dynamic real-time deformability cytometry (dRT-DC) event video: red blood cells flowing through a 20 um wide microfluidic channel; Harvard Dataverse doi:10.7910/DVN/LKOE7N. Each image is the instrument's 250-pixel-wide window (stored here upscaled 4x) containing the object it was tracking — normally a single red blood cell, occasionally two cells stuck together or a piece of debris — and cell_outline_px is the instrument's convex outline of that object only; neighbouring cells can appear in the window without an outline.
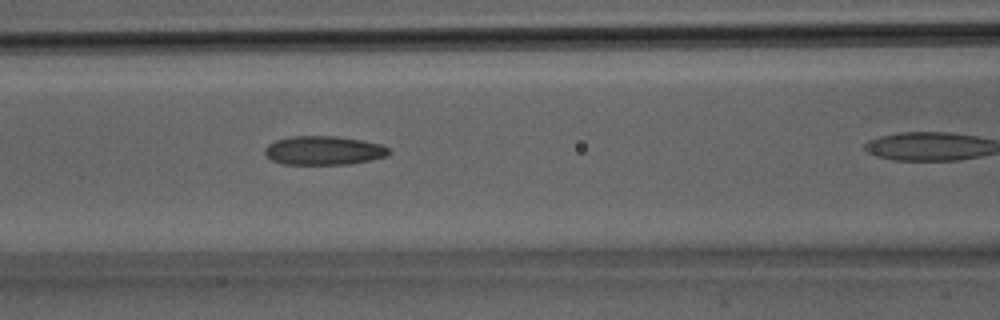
{"species": "Egyptian fruit bat (a non-hibernating species)", "species_latin": "Rousettus aegyptiacus", "temperature_condition": "room temperature", "stored_images_in_passage": 18, "camera_frame_rate_fps": 3000, "um_per_image_px": 0.085, "animal": {"sex": "male"}, "frame": {"image": 1, "passage_image": 6, "time_ms": 1.667, "image_size_px": [1000, 320], "cell_outline_px": [[392, 152], [384, 156], [352, 164], [284, 164], [272, 160], [264, 152], [264, 148], [268, 144], [276, 140], [292, 136], [336, 136], [360, 140], [380, 144], [388, 148]], "centroid_in_image_um": [27.49, 12.79], "position_along_channel_um": 139.1, "area_um2": 20.69}}
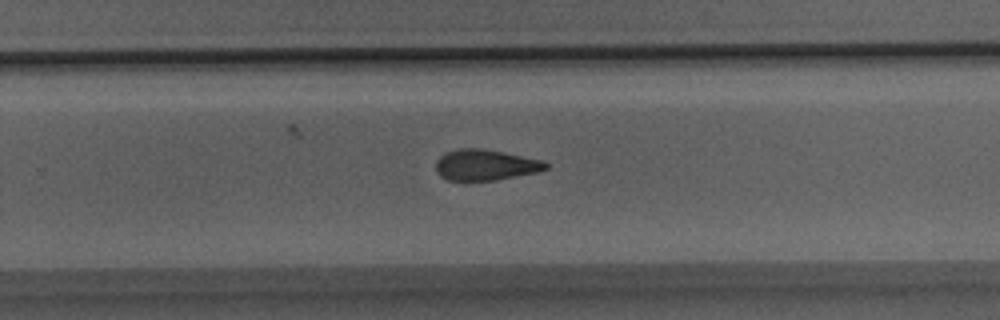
{"frame": {"image": 2, "passage_image": 13, "time_ms": 4.0, "image_size_px": [1000, 320], "cell_outline_px": [[548, 168], [536, 172], [496, 180], [448, 180], [440, 176], [436, 172], [436, 160], [444, 152], [456, 148], [480, 148], [504, 152], [544, 160], [548, 164]], "centroid_in_image_um": [41.23, 14.0], "position_along_channel_um": 288.6, "area_um2": 19.88}}